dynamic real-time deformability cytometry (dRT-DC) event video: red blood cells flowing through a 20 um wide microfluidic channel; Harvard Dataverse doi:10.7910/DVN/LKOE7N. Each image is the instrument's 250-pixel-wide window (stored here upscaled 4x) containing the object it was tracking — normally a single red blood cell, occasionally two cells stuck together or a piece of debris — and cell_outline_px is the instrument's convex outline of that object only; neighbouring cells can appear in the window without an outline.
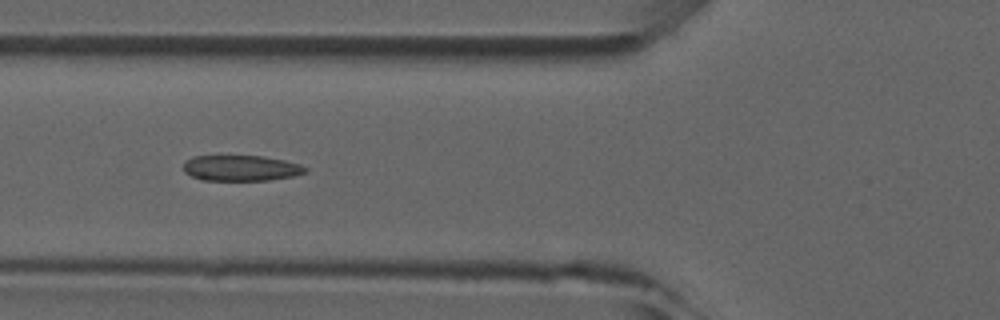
{"species": "common noctule bat (a hibernating species)", "species_latin": "Nyctalus noctula", "temperature_condition": "room temperature", "stored_images_in_passage": 6, "camera_frame_rate_fps": 3000, "um_per_image_px": 0.085, "animal": {"sex": "male", "forearm_length_mm": 52.5}, "frame": {"image": 1, "passage_image": 4, "time_ms": 3.333, "image_size_px": [1000, 320], "cell_outline_px": [[308, 172], [292, 176], [268, 180], [200, 180], [184, 172], [184, 160], [192, 156], [260, 156], [284, 160], [300, 164], [308, 168]], "centroid_in_image_um": [20.47, 14.28], "position_along_channel_um": 105.3, "area_um2": 18.26}}
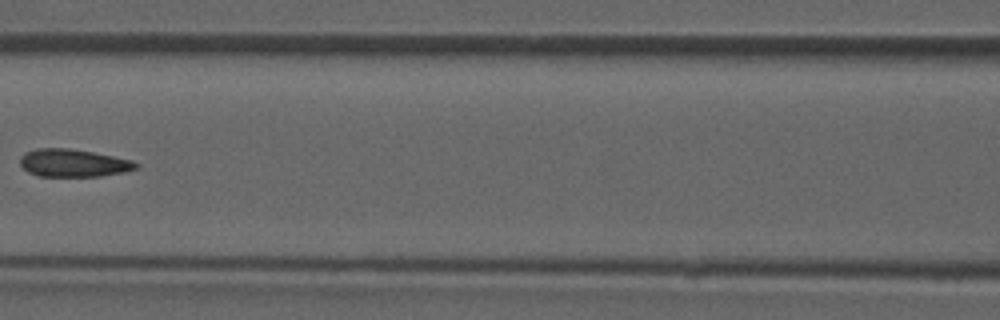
{"frame": {"image": 2, "passage_image": 5, "time_ms": 4.667, "image_size_px": [1000, 320], "cell_outline_px": [[140, 168], [124, 172], [100, 176], [40, 176], [28, 172], [20, 164], [20, 156], [24, 152], [36, 148], [68, 148], [92, 152], [132, 160], [140, 164]], "centroid_in_image_um": [6.24, 13.85], "position_along_channel_um": 160.4, "area_um2": 18.79}}